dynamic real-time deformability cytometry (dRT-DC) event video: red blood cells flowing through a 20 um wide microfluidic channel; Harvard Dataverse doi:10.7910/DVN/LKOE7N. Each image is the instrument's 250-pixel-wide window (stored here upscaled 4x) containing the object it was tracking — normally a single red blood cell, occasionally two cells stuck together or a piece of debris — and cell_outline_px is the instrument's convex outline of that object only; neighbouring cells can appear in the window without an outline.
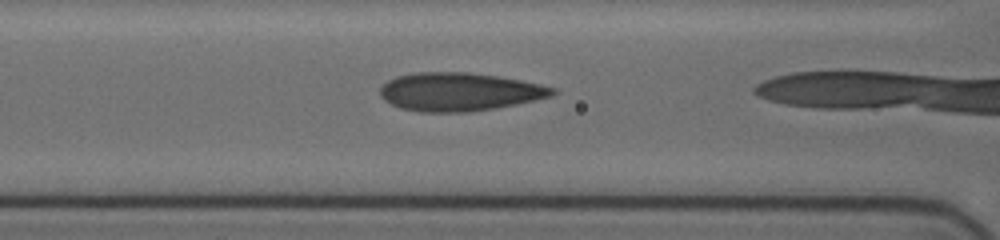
{"species": "human", "species_latin": "Homo sapiens", "temperature_condition": "cold", "stored_images_in_passage": 24, "camera_frame_rate_fps": 3000, "um_per_image_px": 0.085, "donor": {"sex": "female"}, "frame": {"image": 1, "passage_image": 15, "time_ms": 6.667, "image_size_px": [1000, 240], "cell_outline_px": [[556, 92], [552, 96], [516, 104], [496, 108], [464, 112], [420, 112], [400, 108], [384, 100], [380, 96], [380, 88], [388, 80], [396, 76], [416, 72], [468, 72], [496, 76], [520, 80], [540, 84], [556, 88]], "centroid_in_image_um": [39.02, 7.8], "position_along_channel_um": 127.6, "area_um2": 38.44}}
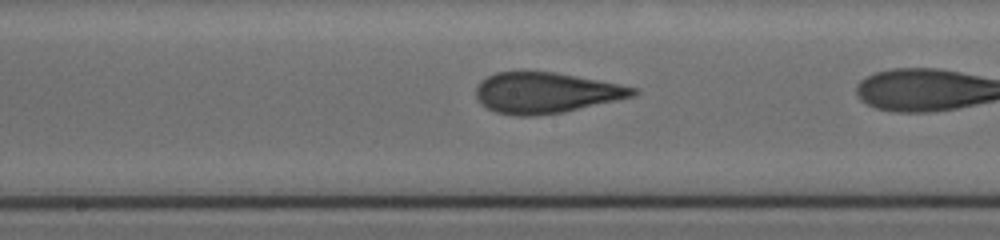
{"frame": {"image": 2, "passage_image": 20, "time_ms": 8.667, "image_size_px": [1000, 240], "cell_outline_px": [[640, 92], [636, 96], [564, 112], [532, 116], [516, 116], [496, 112], [488, 108], [476, 96], [476, 88], [480, 80], [496, 72], [556, 72], [620, 84], [640, 88]], "centroid_in_image_um": [46.46, 7.88], "position_along_channel_um": 201.7, "area_um2": 37.34}}
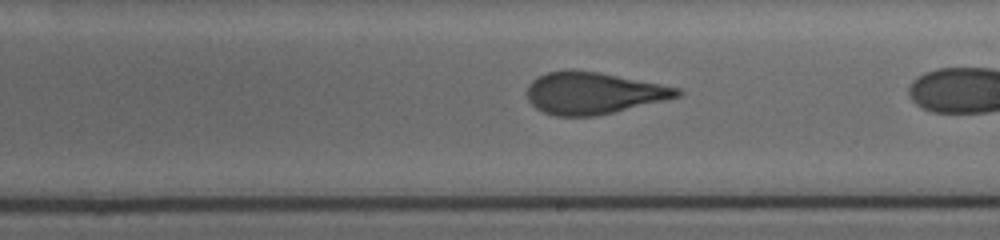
{"frame": {"image": 3, "passage_image": 23, "time_ms": 9.667, "image_size_px": [1000, 240], "cell_outline_px": [[684, 92], [680, 96], [664, 100], [596, 116], [556, 116], [544, 112], [536, 108], [528, 100], [528, 84], [532, 80], [548, 72], [600, 72], [680, 88]], "centroid_in_image_um": [50.45, 7.94], "position_along_channel_um": 238.5, "area_um2": 35.84}}